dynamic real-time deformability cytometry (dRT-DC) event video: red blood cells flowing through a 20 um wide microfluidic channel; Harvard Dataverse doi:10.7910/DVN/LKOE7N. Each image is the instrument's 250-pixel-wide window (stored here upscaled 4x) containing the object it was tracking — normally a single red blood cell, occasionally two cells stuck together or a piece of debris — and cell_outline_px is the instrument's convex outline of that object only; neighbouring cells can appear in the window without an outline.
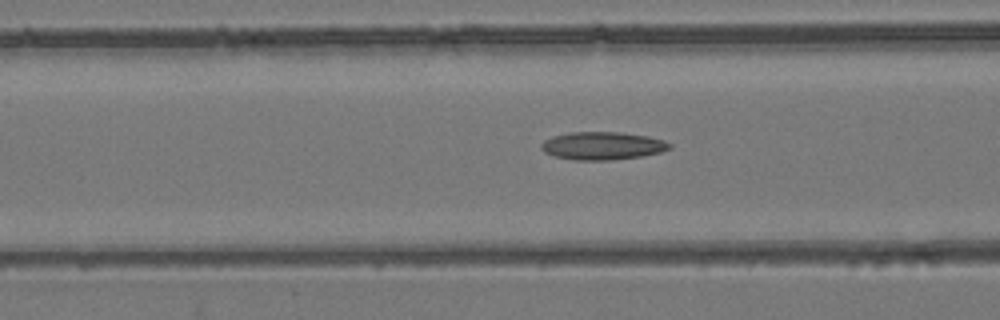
{"species": "common noctule bat (a hibernating species)", "species_latin": "Nyctalus noctula", "temperature_condition": "room temperature", "stored_images_in_passage": 48, "camera_frame_rate_fps": 3000, "um_per_image_px": 0.085, "animal": {"sex": "female", "body_mass_g": 24.6, "forearm_length_mm": 56.2}, "frame": {"image": 1, "passage_image": 16, "time_ms": 5.0, "image_size_px": [1000, 320], "cell_outline_px": [[672, 148], [660, 152], [640, 156], [612, 160], [572, 160], [556, 156], [544, 152], [540, 148], [540, 144], [544, 140], [552, 136], [572, 132], [620, 132], [648, 136], [664, 140], [672, 144]], "centroid_in_image_um": [51.2, 12.39], "position_along_channel_um": 115.4, "area_um2": 20.92}}
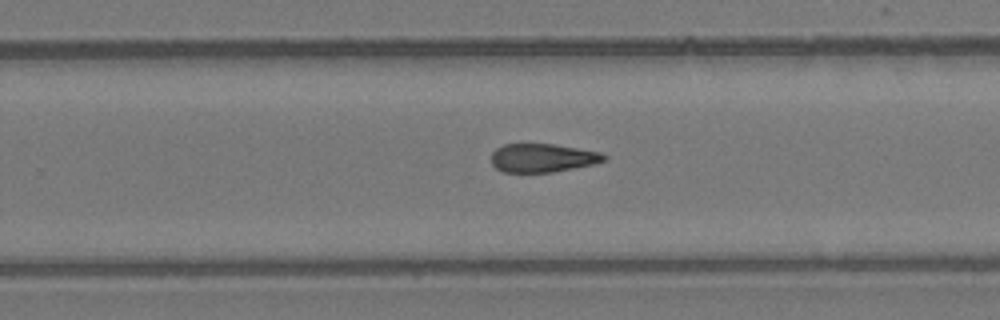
{"frame": {"image": 2, "passage_image": 29, "time_ms": 9.333, "image_size_px": [1000, 320], "cell_outline_px": [[608, 160], [592, 164], [552, 172], [504, 172], [496, 168], [492, 164], [492, 152], [496, 148], [504, 144], [556, 144], [600, 152], [608, 156]], "centroid_in_image_um": [46.13, 13.41], "position_along_channel_um": 283.7, "area_um2": 18.73}}
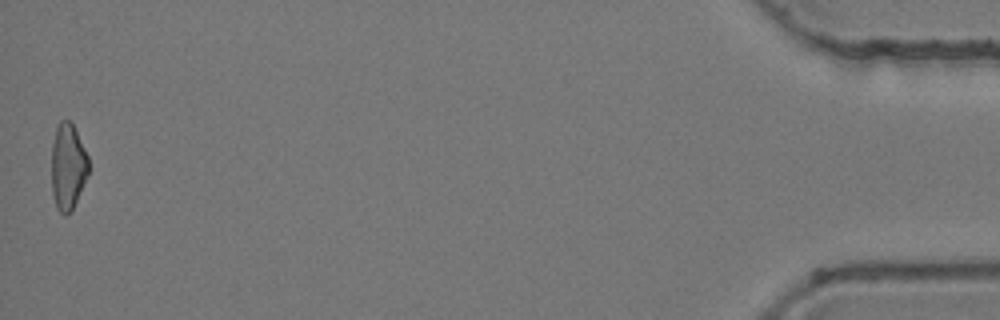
{"frame": {"image": 3, "passage_image": 48, "time_ms": 15.667, "image_size_px": [1000, 320], "cell_outline_px": [[88, 172], [72, 212], [64, 216], [56, 208], [52, 192], [52, 144], [56, 128], [60, 120], [68, 120], [72, 124], [88, 156]], "centroid_in_image_um": [5.75, 14.2], "position_along_channel_um": 429.4, "area_um2": 18.44}, "authors_computed_cell_mechanics": {"area_um2": 19.9699, "velocity_mm_per_s": 3.8919, "shape_relaxation_time_tau1_ms": null, "shape_relaxation_time_tau2_ms": 7.4689, "deformation_change_tau1": null, "deformation_change_tau2": 0.2068}}